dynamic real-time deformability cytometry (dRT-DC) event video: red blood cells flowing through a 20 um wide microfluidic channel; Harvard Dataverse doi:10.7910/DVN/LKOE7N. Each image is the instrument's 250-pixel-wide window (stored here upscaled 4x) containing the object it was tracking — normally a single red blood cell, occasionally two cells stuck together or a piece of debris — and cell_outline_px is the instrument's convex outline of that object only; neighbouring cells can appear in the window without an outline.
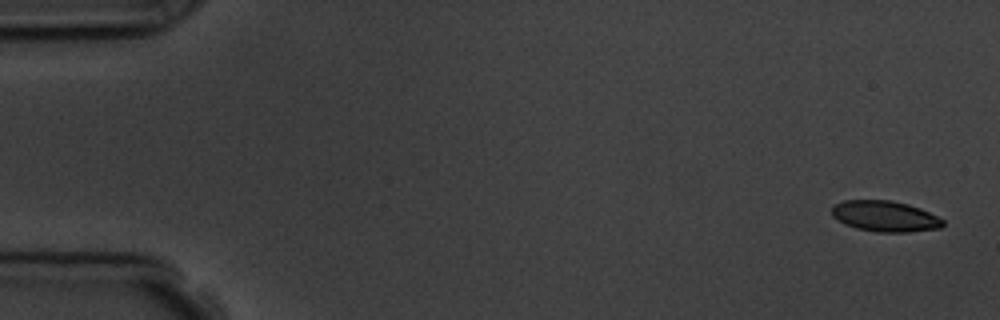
{"species": "common noctule bat (a hibernating species)", "species_latin": "Nyctalus noctula", "temperature_condition": "room temperature", "stored_images_in_passage": 5, "camera_frame_rate_fps": 3000, "um_per_image_px": 0.085, "animal": {"sex": "male", "body_mass_g": 19.5, "forearm_length_mm": 54.6}, "frame": {"image": 1, "passage_image": 1, "time_ms": 0.0, "image_size_px": [1000, 320], "cell_outline_px": [[944, 224], [940, 228], [908, 232], [876, 232], [856, 228], [844, 224], [832, 216], [832, 204], [844, 200], [888, 200], [908, 204], [920, 208], [944, 220]], "centroid_in_image_um": [75.19, 18.38], "position_along_channel_um": 9.8, "area_um2": 20.0}}
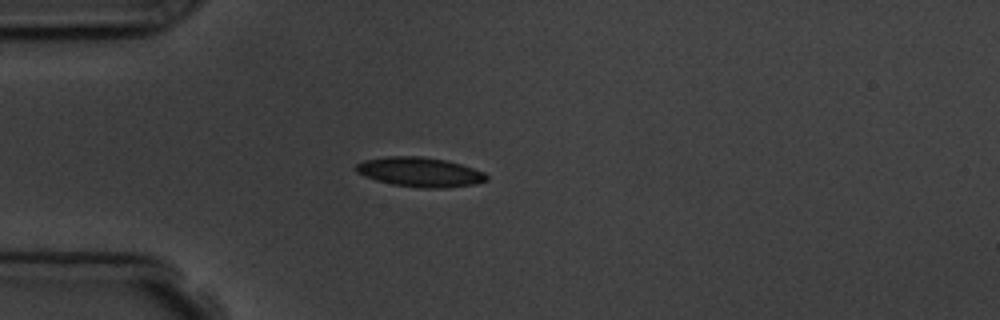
{"frame": {"image": 2, "passage_image": 4, "time_ms": 4.333, "image_size_px": [1000, 320], "cell_outline_px": [[488, 180], [476, 184], [444, 188], [420, 188], [392, 184], [376, 180], [364, 176], [356, 172], [356, 164], [364, 160], [384, 156], [420, 156], [444, 160], [460, 164], [484, 172], [488, 176]], "centroid_in_image_um": [35.68, 14.63], "position_along_channel_um": 49.3, "area_um2": 22.48}}